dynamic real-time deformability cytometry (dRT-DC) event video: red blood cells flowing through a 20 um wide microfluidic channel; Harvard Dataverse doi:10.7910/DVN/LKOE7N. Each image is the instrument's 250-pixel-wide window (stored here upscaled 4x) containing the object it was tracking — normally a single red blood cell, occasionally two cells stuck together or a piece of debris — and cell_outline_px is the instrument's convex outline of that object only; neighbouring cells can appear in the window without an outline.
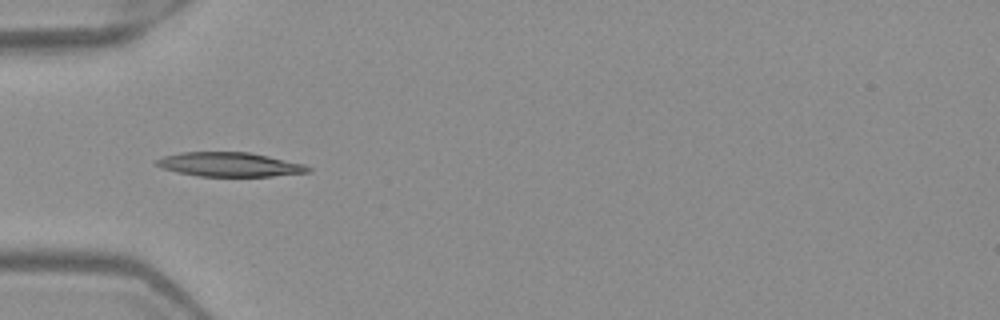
{"species": "Egyptian fruit bat (a non-hibernating species)", "species_latin": "Rousettus aegyptiacus", "temperature_condition": "warm", "stored_images_in_passage": 6, "camera_frame_rate_fps": 3000, "um_per_image_px": 0.085, "frame": {"image": 1, "passage_image": 4, "time_ms": 1.0, "image_size_px": [1000, 320], "cell_outline_px": [[312, 172], [272, 176], [200, 176], [176, 172], [152, 164], [156, 160], [164, 156], [180, 152], [248, 152], [268, 156], [304, 164], [312, 168]], "centroid_in_image_um": [19.52, 13.98], "position_along_channel_um": 65.5, "area_um2": 21.39}}
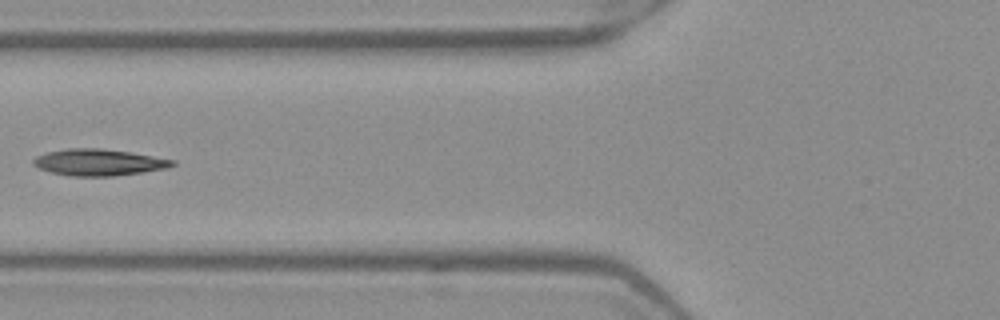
{"frame": {"image": 2, "passage_image": 5, "time_ms": 1.333, "image_size_px": [1000, 320], "cell_outline_px": [[176, 164], [168, 168], [112, 176], [72, 176], [52, 172], [40, 168], [32, 164], [32, 160], [36, 156], [48, 152], [68, 148], [100, 148], [128, 152], [176, 160]], "centroid_in_image_um": [8.39, 13.79], "position_along_channel_um": 117.4, "area_um2": 21.27}}
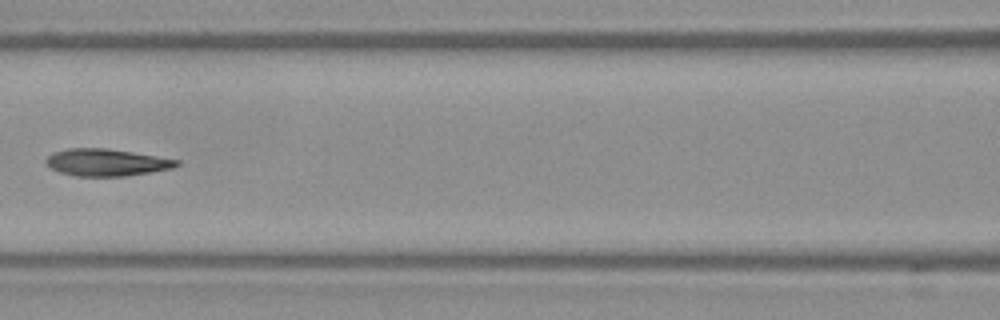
{"frame": {"image": 3, "passage_image": 6, "time_ms": 1.667, "image_size_px": [1000, 320], "cell_outline_px": [[180, 164], [172, 168], [152, 172], [124, 176], [76, 176], [60, 172], [52, 168], [44, 160], [52, 152], [68, 148], [108, 148], [180, 160]], "centroid_in_image_um": [9.05, 13.8], "position_along_channel_um": 157.5, "area_um2": 20.58}}